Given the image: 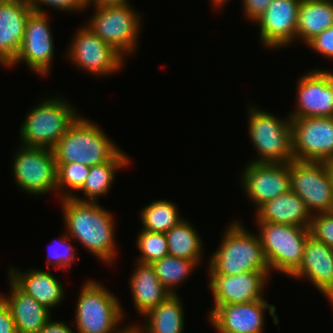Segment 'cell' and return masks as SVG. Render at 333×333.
I'll use <instances>...</instances> for the list:
<instances>
[{
  "mask_svg": "<svg viewBox=\"0 0 333 333\" xmlns=\"http://www.w3.org/2000/svg\"><path fill=\"white\" fill-rule=\"evenodd\" d=\"M10 296L0 297L9 306L18 333H38L51 319L50 310L23 292L10 278ZM7 296V297H6Z\"/></svg>",
  "mask_w": 333,
  "mask_h": 333,
  "instance_id": "7402d4cb",
  "label": "cell"
},
{
  "mask_svg": "<svg viewBox=\"0 0 333 333\" xmlns=\"http://www.w3.org/2000/svg\"><path fill=\"white\" fill-rule=\"evenodd\" d=\"M269 309L275 324L279 323L275 305L264 298L248 303L219 306L208 318L218 333H263L264 313Z\"/></svg>",
  "mask_w": 333,
  "mask_h": 333,
  "instance_id": "e0dca14e",
  "label": "cell"
},
{
  "mask_svg": "<svg viewBox=\"0 0 333 333\" xmlns=\"http://www.w3.org/2000/svg\"><path fill=\"white\" fill-rule=\"evenodd\" d=\"M0 333H18L9 306L0 297Z\"/></svg>",
  "mask_w": 333,
  "mask_h": 333,
  "instance_id": "74e56055",
  "label": "cell"
},
{
  "mask_svg": "<svg viewBox=\"0 0 333 333\" xmlns=\"http://www.w3.org/2000/svg\"><path fill=\"white\" fill-rule=\"evenodd\" d=\"M56 163H79L88 167L109 162L121 149L104 131L80 115L52 149Z\"/></svg>",
  "mask_w": 333,
  "mask_h": 333,
  "instance_id": "3957f363",
  "label": "cell"
},
{
  "mask_svg": "<svg viewBox=\"0 0 333 333\" xmlns=\"http://www.w3.org/2000/svg\"><path fill=\"white\" fill-rule=\"evenodd\" d=\"M168 245V254L173 257L184 258L201 262L203 241L195 227L185 219L165 233Z\"/></svg>",
  "mask_w": 333,
  "mask_h": 333,
  "instance_id": "83f0119b",
  "label": "cell"
},
{
  "mask_svg": "<svg viewBox=\"0 0 333 333\" xmlns=\"http://www.w3.org/2000/svg\"><path fill=\"white\" fill-rule=\"evenodd\" d=\"M129 0H87V7L94 5L95 7H105L113 5H124L129 3ZM92 3V4H91Z\"/></svg>",
  "mask_w": 333,
  "mask_h": 333,
  "instance_id": "ab89813d",
  "label": "cell"
},
{
  "mask_svg": "<svg viewBox=\"0 0 333 333\" xmlns=\"http://www.w3.org/2000/svg\"><path fill=\"white\" fill-rule=\"evenodd\" d=\"M83 284L76 304L77 333H122L127 327L117 328L125 312L117 297L95 280Z\"/></svg>",
  "mask_w": 333,
  "mask_h": 333,
  "instance_id": "5b68a950",
  "label": "cell"
},
{
  "mask_svg": "<svg viewBox=\"0 0 333 333\" xmlns=\"http://www.w3.org/2000/svg\"><path fill=\"white\" fill-rule=\"evenodd\" d=\"M38 333H75L71 329L70 325L68 326L64 322L49 320L47 324L38 332Z\"/></svg>",
  "mask_w": 333,
  "mask_h": 333,
  "instance_id": "f35d334b",
  "label": "cell"
},
{
  "mask_svg": "<svg viewBox=\"0 0 333 333\" xmlns=\"http://www.w3.org/2000/svg\"><path fill=\"white\" fill-rule=\"evenodd\" d=\"M326 164L328 166V169H329L332 179H333V159L327 161Z\"/></svg>",
  "mask_w": 333,
  "mask_h": 333,
  "instance_id": "7bdbcfd3",
  "label": "cell"
},
{
  "mask_svg": "<svg viewBox=\"0 0 333 333\" xmlns=\"http://www.w3.org/2000/svg\"><path fill=\"white\" fill-rule=\"evenodd\" d=\"M13 157L14 180L31 195L58 192L57 164L51 149L21 145ZM54 190V191H53Z\"/></svg>",
  "mask_w": 333,
  "mask_h": 333,
  "instance_id": "9c48e42d",
  "label": "cell"
},
{
  "mask_svg": "<svg viewBox=\"0 0 333 333\" xmlns=\"http://www.w3.org/2000/svg\"><path fill=\"white\" fill-rule=\"evenodd\" d=\"M70 237L66 234L63 235V237L56 241V243L60 246H58L61 250L53 249L52 246L49 248L48 257H47V265H52L55 269H65L71 267L72 263H75L77 261V258H75V251L76 249L74 246L70 243ZM54 243V245H57ZM58 248V249H59ZM52 249V250H51Z\"/></svg>",
  "mask_w": 333,
  "mask_h": 333,
  "instance_id": "d6a6232c",
  "label": "cell"
},
{
  "mask_svg": "<svg viewBox=\"0 0 333 333\" xmlns=\"http://www.w3.org/2000/svg\"><path fill=\"white\" fill-rule=\"evenodd\" d=\"M289 172L291 190L312 215L333 212V179L326 162L292 160Z\"/></svg>",
  "mask_w": 333,
  "mask_h": 333,
  "instance_id": "30bf717a",
  "label": "cell"
},
{
  "mask_svg": "<svg viewBox=\"0 0 333 333\" xmlns=\"http://www.w3.org/2000/svg\"><path fill=\"white\" fill-rule=\"evenodd\" d=\"M181 297L171 294L163 302L148 311L143 317L144 326H136L141 333H183L184 309Z\"/></svg>",
  "mask_w": 333,
  "mask_h": 333,
  "instance_id": "d4e9b609",
  "label": "cell"
},
{
  "mask_svg": "<svg viewBox=\"0 0 333 333\" xmlns=\"http://www.w3.org/2000/svg\"><path fill=\"white\" fill-rule=\"evenodd\" d=\"M300 3L301 0H273L254 21L260 27L264 47L279 49L295 42Z\"/></svg>",
  "mask_w": 333,
  "mask_h": 333,
  "instance_id": "ac0fdd59",
  "label": "cell"
},
{
  "mask_svg": "<svg viewBox=\"0 0 333 333\" xmlns=\"http://www.w3.org/2000/svg\"><path fill=\"white\" fill-rule=\"evenodd\" d=\"M122 333H141L137 328L136 325L133 324L128 326Z\"/></svg>",
  "mask_w": 333,
  "mask_h": 333,
  "instance_id": "60d3db41",
  "label": "cell"
},
{
  "mask_svg": "<svg viewBox=\"0 0 333 333\" xmlns=\"http://www.w3.org/2000/svg\"><path fill=\"white\" fill-rule=\"evenodd\" d=\"M310 235L333 249V212L312 215Z\"/></svg>",
  "mask_w": 333,
  "mask_h": 333,
  "instance_id": "836d02e7",
  "label": "cell"
},
{
  "mask_svg": "<svg viewBox=\"0 0 333 333\" xmlns=\"http://www.w3.org/2000/svg\"><path fill=\"white\" fill-rule=\"evenodd\" d=\"M239 222L234 221L224 231L218 249L209 259V274L236 275L264 271L270 277L258 233L255 235L248 232L243 223L241 225Z\"/></svg>",
  "mask_w": 333,
  "mask_h": 333,
  "instance_id": "7a4b0ae2",
  "label": "cell"
},
{
  "mask_svg": "<svg viewBox=\"0 0 333 333\" xmlns=\"http://www.w3.org/2000/svg\"><path fill=\"white\" fill-rule=\"evenodd\" d=\"M28 2L33 12L44 14H46L42 8L44 4L58 11L82 12L88 8L87 0H28Z\"/></svg>",
  "mask_w": 333,
  "mask_h": 333,
  "instance_id": "e575fe53",
  "label": "cell"
},
{
  "mask_svg": "<svg viewBox=\"0 0 333 333\" xmlns=\"http://www.w3.org/2000/svg\"><path fill=\"white\" fill-rule=\"evenodd\" d=\"M67 235L107 264L115 261L116 239L113 214L97 202L62 198Z\"/></svg>",
  "mask_w": 333,
  "mask_h": 333,
  "instance_id": "6da1fadb",
  "label": "cell"
},
{
  "mask_svg": "<svg viewBox=\"0 0 333 333\" xmlns=\"http://www.w3.org/2000/svg\"><path fill=\"white\" fill-rule=\"evenodd\" d=\"M298 80L295 111L290 119L333 117V71L311 69Z\"/></svg>",
  "mask_w": 333,
  "mask_h": 333,
  "instance_id": "9a60e30c",
  "label": "cell"
},
{
  "mask_svg": "<svg viewBox=\"0 0 333 333\" xmlns=\"http://www.w3.org/2000/svg\"><path fill=\"white\" fill-rule=\"evenodd\" d=\"M333 25V0H301L296 40L308 43Z\"/></svg>",
  "mask_w": 333,
  "mask_h": 333,
  "instance_id": "484cf974",
  "label": "cell"
},
{
  "mask_svg": "<svg viewBox=\"0 0 333 333\" xmlns=\"http://www.w3.org/2000/svg\"><path fill=\"white\" fill-rule=\"evenodd\" d=\"M52 35L48 15L32 11L26 21L19 52L8 68L25 62L34 73L45 77L50 73L55 51Z\"/></svg>",
  "mask_w": 333,
  "mask_h": 333,
  "instance_id": "4fadbf2b",
  "label": "cell"
},
{
  "mask_svg": "<svg viewBox=\"0 0 333 333\" xmlns=\"http://www.w3.org/2000/svg\"><path fill=\"white\" fill-rule=\"evenodd\" d=\"M179 214L177 205L163 199L144 206L139 219H141L143 230L166 233L183 220Z\"/></svg>",
  "mask_w": 333,
  "mask_h": 333,
  "instance_id": "f1b7e54d",
  "label": "cell"
},
{
  "mask_svg": "<svg viewBox=\"0 0 333 333\" xmlns=\"http://www.w3.org/2000/svg\"><path fill=\"white\" fill-rule=\"evenodd\" d=\"M124 151H120L109 162L90 166L89 174L83 186L78 190L82 191L85 198L76 194L72 198L80 201L97 202V198L105 196L112 186L116 173L120 168H125L131 161Z\"/></svg>",
  "mask_w": 333,
  "mask_h": 333,
  "instance_id": "4316f807",
  "label": "cell"
},
{
  "mask_svg": "<svg viewBox=\"0 0 333 333\" xmlns=\"http://www.w3.org/2000/svg\"><path fill=\"white\" fill-rule=\"evenodd\" d=\"M137 264L130 275L129 284L135 309L143 317L171 293L160 282L151 264L138 261Z\"/></svg>",
  "mask_w": 333,
  "mask_h": 333,
  "instance_id": "cb8c5ba5",
  "label": "cell"
},
{
  "mask_svg": "<svg viewBox=\"0 0 333 333\" xmlns=\"http://www.w3.org/2000/svg\"><path fill=\"white\" fill-rule=\"evenodd\" d=\"M71 40L66 57L76 67L97 77L113 75L123 67L125 57L89 27H80Z\"/></svg>",
  "mask_w": 333,
  "mask_h": 333,
  "instance_id": "8fae6325",
  "label": "cell"
},
{
  "mask_svg": "<svg viewBox=\"0 0 333 333\" xmlns=\"http://www.w3.org/2000/svg\"><path fill=\"white\" fill-rule=\"evenodd\" d=\"M151 265L160 282L171 294H177L176 286L187 280L192 271L197 269L198 266L195 261L170 255L164 256Z\"/></svg>",
  "mask_w": 333,
  "mask_h": 333,
  "instance_id": "f546056e",
  "label": "cell"
},
{
  "mask_svg": "<svg viewBox=\"0 0 333 333\" xmlns=\"http://www.w3.org/2000/svg\"><path fill=\"white\" fill-rule=\"evenodd\" d=\"M241 185L255 210L280 194L291 190L289 163H247Z\"/></svg>",
  "mask_w": 333,
  "mask_h": 333,
  "instance_id": "5bb4252c",
  "label": "cell"
},
{
  "mask_svg": "<svg viewBox=\"0 0 333 333\" xmlns=\"http://www.w3.org/2000/svg\"><path fill=\"white\" fill-rule=\"evenodd\" d=\"M27 113L19 131L21 145L51 150L79 116L60 97L45 98Z\"/></svg>",
  "mask_w": 333,
  "mask_h": 333,
  "instance_id": "277c9868",
  "label": "cell"
},
{
  "mask_svg": "<svg viewBox=\"0 0 333 333\" xmlns=\"http://www.w3.org/2000/svg\"><path fill=\"white\" fill-rule=\"evenodd\" d=\"M307 46L321 56L333 60V25L310 40Z\"/></svg>",
  "mask_w": 333,
  "mask_h": 333,
  "instance_id": "d590c367",
  "label": "cell"
},
{
  "mask_svg": "<svg viewBox=\"0 0 333 333\" xmlns=\"http://www.w3.org/2000/svg\"><path fill=\"white\" fill-rule=\"evenodd\" d=\"M208 288L212 291L214 308L221 305L248 303L262 299L269 276L264 271H248L236 275L209 274Z\"/></svg>",
  "mask_w": 333,
  "mask_h": 333,
  "instance_id": "2e32d148",
  "label": "cell"
},
{
  "mask_svg": "<svg viewBox=\"0 0 333 333\" xmlns=\"http://www.w3.org/2000/svg\"><path fill=\"white\" fill-rule=\"evenodd\" d=\"M95 9L96 12L85 25L123 56L134 53L139 43V30L142 27L141 15L134 10V7L132 9L130 3H127L95 7Z\"/></svg>",
  "mask_w": 333,
  "mask_h": 333,
  "instance_id": "ba28073f",
  "label": "cell"
},
{
  "mask_svg": "<svg viewBox=\"0 0 333 333\" xmlns=\"http://www.w3.org/2000/svg\"><path fill=\"white\" fill-rule=\"evenodd\" d=\"M32 8L28 0H0V65L8 67L21 47Z\"/></svg>",
  "mask_w": 333,
  "mask_h": 333,
  "instance_id": "d6986e66",
  "label": "cell"
},
{
  "mask_svg": "<svg viewBox=\"0 0 333 333\" xmlns=\"http://www.w3.org/2000/svg\"><path fill=\"white\" fill-rule=\"evenodd\" d=\"M136 244L141 254L136 260L138 262L152 264L169 255L165 233L150 232L142 229L137 235Z\"/></svg>",
  "mask_w": 333,
  "mask_h": 333,
  "instance_id": "1f68e13d",
  "label": "cell"
},
{
  "mask_svg": "<svg viewBox=\"0 0 333 333\" xmlns=\"http://www.w3.org/2000/svg\"><path fill=\"white\" fill-rule=\"evenodd\" d=\"M259 240L270 273L272 270L291 276L303 260L310 229L301 226L256 221Z\"/></svg>",
  "mask_w": 333,
  "mask_h": 333,
  "instance_id": "52a82bcc",
  "label": "cell"
},
{
  "mask_svg": "<svg viewBox=\"0 0 333 333\" xmlns=\"http://www.w3.org/2000/svg\"><path fill=\"white\" fill-rule=\"evenodd\" d=\"M256 221L310 228L312 213L292 190L280 194L256 210Z\"/></svg>",
  "mask_w": 333,
  "mask_h": 333,
  "instance_id": "603a6c76",
  "label": "cell"
},
{
  "mask_svg": "<svg viewBox=\"0 0 333 333\" xmlns=\"http://www.w3.org/2000/svg\"><path fill=\"white\" fill-rule=\"evenodd\" d=\"M290 277L309 279L329 301L333 297V249L309 235L302 263Z\"/></svg>",
  "mask_w": 333,
  "mask_h": 333,
  "instance_id": "ffe728a7",
  "label": "cell"
},
{
  "mask_svg": "<svg viewBox=\"0 0 333 333\" xmlns=\"http://www.w3.org/2000/svg\"><path fill=\"white\" fill-rule=\"evenodd\" d=\"M9 278L27 295L32 296L37 302L46 306L49 310L59 306L65 298L61 281L57 280L50 271L30 269L18 271L9 267ZM54 275V276H53Z\"/></svg>",
  "mask_w": 333,
  "mask_h": 333,
  "instance_id": "44dd1931",
  "label": "cell"
},
{
  "mask_svg": "<svg viewBox=\"0 0 333 333\" xmlns=\"http://www.w3.org/2000/svg\"><path fill=\"white\" fill-rule=\"evenodd\" d=\"M273 0H243L245 18L254 22L267 9Z\"/></svg>",
  "mask_w": 333,
  "mask_h": 333,
  "instance_id": "8d00e7d4",
  "label": "cell"
},
{
  "mask_svg": "<svg viewBox=\"0 0 333 333\" xmlns=\"http://www.w3.org/2000/svg\"><path fill=\"white\" fill-rule=\"evenodd\" d=\"M248 110V134L258 153L257 159L251 162L290 163L294 160L290 117L283 120L252 105H248Z\"/></svg>",
  "mask_w": 333,
  "mask_h": 333,
  "instance_id": "8992f818",
  "label": "cell"
},
{
  "mask_svg": "<svg viewBox=\"0 0 333 333\" xmlns=\"http://www.w3.org/2000/svg\"><path fill=\"white\" fill-rule=\"evenodd\" d=\"M228 1L229 0H211V3L214 7L222 8L221 6L225 5Z\"/></svg>",
  "mask_w": 333,
  "mask_h": 333,
  "instance_id": "b9f144b4",
  "label": "cell"
},
{
  "mask_svg": "<svg viewBox=\"0 0 333 333\" xmlns=\"http://www.w3.org/2000/svg\"><path fill=\"white\" fill-rule=\"evenodd\" d=\"M293 158L327 162L333 159V117L291 119Z\"/></svg>",
  "mask_w": 333,
  "mask_h": 333,
  "instance_id": "7c38bea8",
  "label": "cell"
},
{
  "mask_svg": "<svg viewBox=\"0 0 333 333\" xmlns=\"http://www.w3.org/2000/svg\"><path fill=\"white\" fill-rule=\"evenodd\" d=\"M57 164V190L61 191L60 199L72 197L73 191H78L84 184L89 174L90 167L79 163ZM65 188V189H64ZM69 188V190H68ZM68 191H67V190ZM72 189V192H71ZM67 191V192H65Z\"/></svg>",
  "mask_w": 333,
  "mask_h": 333,
  "instance_id": "4dcf8cb0",
  "label": "cell"
}]
</instances>
